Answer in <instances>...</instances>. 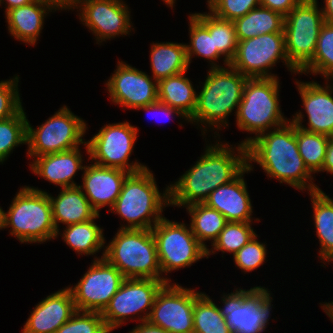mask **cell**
<instances>
[{
    "label": "cell",
    "mask_w": 333,
    "mask_h": 333,
    "mask_svg": "<svg viewBox=\"0 0 333 333\" xmlns=\"http://www.w3.org/2000/svg\"><path fill=\"white\" fill-rule=\"evenodd\" d=\"M2 208L0 207V230H1V225H2Z\"/></svg>",
    "instance_id": "f5cc1de1"
},
{
    "label": "cell",
    "mask_w": 333,
    "mask_h": 333,
    "mask_svg": "<svg viewBox=\"0 0 333 333\" xmlns=\"http://www.w3.org/2000/svg\"><path fill=\"white\" fill-rule=\"evenodd\" d=\"M129 333H170L164 328L151 324L148 320L142 321L136 327L129 331Z\"/></svg>",
    "instance_id": "bcb514c9"
},
{
    "label": "cell",
    "mask_w": 333,
    "mask_h": 333,
    "mask_svg": "<svg viewBox=\"0 0 333 333\" xmlns=\"http://www.w3.org/2000/svg\"><path fill=\"white\" fill-rule=\"evenodd\" d=\"M85 166L82 175V189L93 209L99 214L100 208L114 205L118 198L126 177L130 174L127 171L102 167L90 162ZM85 191V192H84Z\"/></svg>",
    "instance_id": "ffe728a7"
},
{
    "label": "cell",
    "mask_w": 333,
    "mask_h": 333,
    "mask_svg": "<svg viewBox=\"0 0 333 333\" xmlns=\"http://www.w3.org/2000/svg\"><path fill=\"white\" fill-rule=\"evenodd\" d=\"M187 71L158 81V101L179 110L188 120L197 103V92L192 81L185 77Z\"/></svg>",
    "instance_id": "484cf974"
},
{
    "label": "cell",
    "mask_w": 333,
    "mask_h": 333,
    "mask_svg": "<svg viewBox=\"0 0 333 333\" xmlns=\"http://www.w3.org/2000/svg\"><path fill=\"white\" fill-rule=\"evenodd\" d=\"M301 73L321 74L326 81L333 79V24L324 22L313 59L299 72Z\"/></svg>",
    "instance_id": "e575fe53"
},
{
    "label": "cell",
    "mask_w": 333,
    "mask_h": 333,
    "mask_svg": "<svg viewBox=\"0 0 333 333\" xmlns=\"http://www.w3.org/2000/svg\"><path fill=\"white\" fill-rule=\"evenodd\" d=\"M301 96L308 126L302 125L304 115L299 110L290 120L302 130L333 137V84L326 82L323 87L318 82L295 81Z\"/></svg>",
    "instance_id": "d6986e66"
},
{
    "label": "cell",
    "mask_w": 333,
    "mask_h": 333,
    "mask_svg": "<svg viewBox=\"0 0 333 333\" xmlns=\"http://www.w3.org/2000/svg\"><path fill=\"white\" fill-rule=\"evenodd\" d=\"M218 142L207 145L193 167L170 184L169 206L184 208L204 203L211 192L232 182L248 167L247 146Z\"/></svg>",
    "instance_id": "6da1fadb"
},
{
    "label": "cell",
    "mask_w": 333,
    "mask_h": 333,
    "mask_svg": "<svg viewBox=\"0 0 333 333\" xmlns=\"http://www.w3.org/2000/svg\"><path fill=\"white\" fill-rule=\"evenodd\" d=\"M213 35L214 50H218L224 56V64L228 66L236 53L238 40L236 38L233 21L216 17L211 12L193 13Z\"/></svg>",
    "instance_id": "1f68e13d"
},
{
    "label": "cell",
    "mask_w": 333,
    "mask_h": 333,
    "mask_svg": "<svg viewBox=\"0 0 333 333\" xmlns=\"http://www.w3.org/2000/svg\"><path fill=\"white\" fill-rule=\"evenodd\" d=\"M279 88L278 77L247 79L236 114V126L255 136L246 137V140L241 141V145L247 146L260 134L289 121L280 110Z\"/></svg>",
    "instance_id": "52a82bcc"
},
{
    "label": "cell",
    "mask_w": 333,
    "mask_h": 333,
    "mask_svg": "<svg viewBox=\"0 0 333 333\" xmlns=\"http://www.w3.org/2000/svg\"><path fill=\"white\" fill-rule=\"evenodd\" d=\"M188 18L190 43L185 46L189 66L191 59L196 55L211 62V68L223 67L216 62L224 56L218 50H214L213 35H210L208 28L193 13Z\"/></svg>",
    "instance_id": "836d02e7"
},
{
    "label": "cell",
    "mask_w": 333,
    "mask_h": 333,
    "mask_svg": "<svg viewBox=\"0 0 333 333\" xmlns=\"http://www.w3.org/2000/svg\"><path fill=\"white\" fill-rule=\"evenodd\" d=\"M214 0H207V5L209 6Z\"/></svg>",
    "instance_id": "db71d44e"
},
{
    "label": "cell",
    "mask_w": 333,
    "mask_h": 333,
    "mask_svg": "<svg viewBox=\"0 0 333 333\" xmlns=\"http://www.w3.org/2000/svg\"><path fill=\"white\" fill-rule=\"evenodd\" d=\"M324 22L317 0H301L284 17L286 54L298 72L313 59Z\"/></svg>",
    "instance_id": "9c48e42d"
},
{
    "label": "cell",
    "mask_w": 333,
    "mask_h": 333,
    "mask_svg": "<svg viewBox=\"0 0 333 333\" xmlns=\"http://www.w3.org/2000/svg\"><path fill=\"white\" fill-rule=\"evenodd\" d=\"M55 333H110L99 312L79 311Z\"/></svg>",
    "instance_id": "f35d334b"
},
{
    "label": "cell",
    "mask_w": 333,
    "mask_h": 333,
    "mask_svg": "<svg viewBox=\"0 0 333 333\" xmlns=\"http://www.w3.org/2000/svg\"><path fill=\"white\" fill-rule=\"evenodd\" d=\"M233 23L236 38L242 41L260 34L283 32L284 17L269 8L258 6Z\"/></svg>",
    "instance_id": "f1b7e54d"
},
{
    "label": "cell",
    "mask_w": 333,
    "mask_h": 333,
    "mask_svg": "<svg viewBox=\"0 0 333 333\" xmlns=\"http://www.w3.org/2000/svg\"><path fill=\"white\" fill-rule=\"evenodd\" d=\"M52 206L53 221L59 232V223L72 225L96 218L98 213L93 209L79 186L61 188L57 197L48 194Z\"/></svg>",
    "instance_id": "cb8c5ba5"
},
{
    "label": "cell",
    "mask_w": 333,
    "mask_h": 333,
    "mask_svg": "<svg viewBox=\"0 0 333 333\" xmlns=\"http://www.w3.org/2000/svg\"><path fill=\"white\" fill-rule=\"evenodd\" d=\"M33 1L34 0H0V5L6 2L5 13H7L11 9L30 4Z\"/></svg>",
    "instance_id": "681fc988"
},
{
    "label": "cell",
    "mask_w": 333,
    "mask_h": 333,
    "mask_svg": "<svg viewBox=\"0 0 333 333\" xmlns=\"http://www.w3.org/2000/svg\"><path fill=\"white\" fill-rule=\"evenodd\" d=\"M190 215V228L197 240L207 249L205 241L212 244L227 223L225 217L216 209L204 203H197L185 207Z\"/></svg>",
    "instance_id": "4dcf8cb0"
},
{
    "label": "cell",
    "mask_w": 333,
    "mask_h": 333,
    "mask_svg": "<svg viewBox=\"0 0 333 333\" xmlns=\"http://www.w3.org/2000/svg\"><path fill=\"white\" fill-rule=\"evenodd\" d=\"M41 4L48 6L51 10H66L73 9L76 5V0H35Z\"/></svg>",
    "instance_id": "f6af8a7d"
},
{
    "label": "cell",
    "mask_w": 333,
    "mask_h": 333,
    "mask_svg": "<svg viewBox=\"0 0 333 333\" xmlns=\"http://www.w3.org/2000/svg\"><path fill=\"white\" fill-rule=\"evenodd\" d=\"M52 10L37 1L9 10L5 15L8 31L16 40L35 45L44 25V18Z\"/></svg>",
    "instance_id": "d4e9b609"
},
{
    "label": "cell",
    "mask_w": 333,
    "mask_h": 333,
    "mask_svg": "<svg viewBox=\"0 0 333 333\" xmlns=\"http://www.w3.org/2000/svg\"><path fill=\"white\" fill-rule=\"evenodd\" d=\"M79 148L35 157L29 165L30 169L61 188L79 186L73 180L76 172L85 168L82 166L84 160Z\"/></svg>",
    "instance_id": "603a6c76"
},
{
    "label": "cell",
    "mask_w": 333,
    "mask_h": 333,
    "mask_svg": "<svg viewBox=\"0 0 333 333\" xmlns=\"http://www.w3.org/2000/svg\"><path fill=\"white\" fill-rule=\"evenodd\" d=\"M324 7L321 8L324 21L333 24V0H324Z\"/></svg>",
    "instance_id": "c3c4849f"
},
{
    "label": "cell",
    "mask_w": 333,
    "mask_h": 333,
    "mask_svg": "<svg viewBox=\"0 0 333 333\" xmlns=\"http://www.w3.org/2000/svg\"><path fill=\"white\" fill-rule=\"evenodd\" d=\"M260 6V0H214L208 10L216 17L234 21Z\"/></svg>",
    "instance_id": "60d3db41"
},
{
    "label": "cell",
    "mask_w": 333,
    "mask_h": 333,
    "mask_svg": "<svg viewBox=\"0 0 333 333\" xmlns=\"http://www.w3.org/2000/svg\"><path fill=\"white\" fill-rule=\"evenodd\" d=\"M68 225L62 233L63 241L80 255H96L100 249L105 248L103 228L96 225L95 219Z\"/></svg>",
    "instance_id": "f546056e"
},
{
    "label": "cell",
    "mask_w": 333,
    "mask_h": 333,
    "mask_svg": "<svg viewBox=\"0 0 333 333\" xmlns=\"http://www.w3.org/2000/svg\"><path fill=\"white\" fill-rule=\"evenodd\" d=\"M247 79L230 65L210 67L202 89L197 93L196 109L188 122L195 125L201 123L204 136L207 133L206 124L213 130L228 126V116L234 109L235 115L238 112Z\"/></svg>",
    "instance_id": "3957f363"
},
{
    "label": "cell",
    "mask_w": 333,
    "mask_h": 333,
    "mask_svg": "<svg viewBox=\"0 0 333 333\" xmlns=\"http://www.w3.org/2000/svg\"><path fill=\"white\" fill-rule=\"evenodd\" d=\"M150 51L152 77L157 82L188 70L185 43L153 42Z\"/></svg>",
    "instance_id": "4316f807"
},
{
    "label": "cell",
    "mask_w": 333,
    "mask_h": 333,
    "mask_svg": "<svg viewBox=\"0 0 333 333\" xmlns=\"http://www.w3.org/2000/svg\"><path fill=\"white\" fill-rule=\"evenodd\" d=\"M247 162L251 170L252 162L257 163L268 177L298 190H320L299 153L296 125L291 121L254 138L247 145Z\"/></svg>",
    "instance_id": "7a4b0ae2"
},
{
    "label": "cell",
    "mask_w": 333,
    "mask_h": 333,
    "mask_svg": "<svg viewBox=\"0 0 333 333\" xmlns=\"http://www.w3.org/2000/svg\"><path fill=\"white\" fill-rule=\"evenodd\" d=\"M10 228L11 236L21 243H43L56 239L52 206L48 192L24 186L14 196L9 210H2L1 229Z\"/></svg>",
    "instance_id": "8992f818"
},
{
    "label": "cell",
    "mask_w": 333,
    "mask_h": 333,
    "mask_svg": "<svg viewBox=\"0 0 333 333\" xmlns=\"http://www.w3.org/2000/svg\"><path fill=\"white\" fill-rule=\"evenodd\" d=\"M196 290L165 283L158 291L148 321L170 333H193Z\"/></svg>",
    "instance_id": "2e32d148"
},
{
    "label": "cell",
    "mask_w": 333,
    "mask_h": 333,
    "mask_svg": "<svg viewBox=\"0 0 333 333\" xmlns=\"http://www.w3.org/2000/svg\"><path fill=\"white\" fill-rule=\"evenodd\" d=\"M86 122L63 105L36 129L27 121L28 157L34 159L85 145Z\"/></svg>",
    "instance_id": "ba28073f"
},
{
    "label": "cell",
    "mask_w": 333,
    "mask_h": 333,
    "mask_svg": "<svg viewBox=\"0 0 333 333\" xmlns=\"http://www.w3.org/2000/svg\"><path fill=\"white\" fill-rule=\"evenodd\" d=\"M163 217L152 229L162 274L191 266L207 257V249L197 240L190 226Z\"/></svg>",
    "instance_id": "8fae6325"
},
{
    "label": "cell",
    "mask_w": 333,
    "mask_h": 333,
    "mask_svg": "<svg viewBox=\"0 0 333 333\" xmlns=\"http://www.w3.org/2000/svg\"><path fill=\"white\" fill-rule=\"evenodd\" d=\"M257 237L256 234L233 255L236 266L243 270L242 272H251L259 268L266 260V244L259 242Z\"/></svg>",
    "instance_id": "ab89813d"
},
{
    "label": "cell",
    "mask_w": 333,
    "mask_h": 333,
    "mask_svg": "<svg viewBox=\"0 0 333 333\" xmlns=\"http://www.w3.org/2000/svg\"><path fill=\"white\" fill-rule=\"evenodd\" d=\"M102 257L116 267L125 278L156 279L162 277L157 246L151 229H118L105 246Z\"/></svg>",
    "instance_id": "5b68a950"
},
{
    "label": "cell",
    "mask_w": 333,
    "mask_h": 333,
    "mask_svg": "<svg viewBox=\"0 0 333 333\" xmlns=\"http://www.w3.org/2000/svg\"><path fill=\"white\" fill-rule=\"evenodd\" d=\"M165 2V4L170 7L173 8L174 7V3L176 2V0H162Z\"/></svg>",
    "instance_id": "816d5d0a"
},
{
    "label": "cell",
    "mask_w": 333,
    "mask_h": 333,
    "mask_svg": "<svg viewBox=\"0 0 333 333\" xmlns=\"http://www.w3.org/2000/svg\"><path fill=\"white\" fill-rule=\"evenodd\" d=\"M76 311L71 290H58L34 307L22 333H55Z\"/></svg>",
    "instance_id": "44dd1931"
},
{
    "label": "cell",
    "mask_w": 333,
    "mask_h": 333,
    "mask_svg": "<svg viewBox=\"0 0 333 333\" xmlns=\"http://www.w3.org/2000/svg\"><path fill=\"white\" fill-rule=\"evenodd\" d=\"M164 284L163 280L125 278L101 313L107 329L111 332L129 321L128 318L135 320L134 315V318L138 315L136 321H147L155 297Z\"/></svg>",
    "instance_id": "5bb4252c"
},
{
    "label": "cell",
    "mask_w": 333,
    "mask_h": 333,
    "mask_svg": "<svg viewBox=\"0 0 333 333\" xmlns=\"http://www.w3.org/2000/svg\"><path fill=\"white\" fill-rule=\"evenodd\" d=\"M278 60H283L288 71L299 73L289 63L284 32L260 34L238 41L235 56L229 65L248 78H272L277 75L271 74L270 69Z\"/></svg>",
    "instance_id": "7c38bea8"
},
{
    "label": "cell",
    "mask_w": 333,
    "mask_h": 333,
    "mask_svg": "<svg viewBox=\"0 0 333 333\" xmlns=\"http://www.w3.org/2000/svg\"><path fill=\"white\" fill-rule=\"evenodd\" d=\"M19 76L0 81V120L16 115L23 107L18 88Z\"/></svg>",
    "instance_id": "b9f144b4"
},
{
    "label": "cell",
    "mask_w": 333,
    "mask_h": 333,
    "mask_svg": "<svg viewBox=\"0 0 333 333\" xmlns=\"http://www.w3.org/2000/svg\"><path fill=\"white\" fill-rule=\"evenodd\" d=\"M138 128L129 122L106 124L90 140L86 141L88 160L102 167L117 168L135 173L147 168L143 163L132 161L129 157L134 150Z\"/></svg>",
    "instance_id": "4fadbf2b"
},
{
    "label": "cell",
    "mask_w": 333,
    "mask_h": 333,
    "mask_svg": "<svg viewBox=\"0 0 333 333\" xmlns=\"http://www.w3.org/2000/svg\"><path fill=\"white\" fill-rule=\"evenodd\" d=\"M301 0H260V6L271 9L285 17Z\"/></svg>",
    "instance_id": "7bdbcfd3"
},
{
    "label": "cell",
    "mask_w": 333,
    "mask_h": 333,
    "mask_svg": "<svg viewBox=\"0 0 333 333\" xmlns=\"http://www.w3.org/2000/svg\"><path fill=\"white\" fill-rule=\"evenodd\" d=\"M144 110V111H147V112H156V116L157 117V112L158 114L162 113V115L164 114L165 116L169 117L172 116L173 118V115L174 116H180L182 119L184 118L186 121H188V119L177 109H174L164 103H161L160 101H157L153 104H149V105H146V106H141V107H138L136 110ZM153 112V113H154ZM154 115V114H153Z\"/></svg>",
    "instance_id": "ee69618b"
},
{
    "label": "cell",
    "mask_w": 333,
    "mask_h": 333,
    "mask_svg": "<svg viewBox=\"0 0 333 333\" xmlns=\"http://www.w3.org/2000/svg\"><path fill=\"white\" fill-rule=\"evenodd\" d=\"M248 172L249 167L232 182L216 188L204 204L219 211L227 222H252L253 206L243 178Z\"/></svg>",
    "instance_id": "7402d4cb"
},
{
    "label": "cell",
    "mask_w": 333,
    "mask_h": 333,
    "mask_svg": "<svg viewBox=\"0 0 333 333\" xmlns=\"http://www.w3.org/2000/svg\"><path fill=\"white\" fill-rule=\"evenodd\" d=\"M193 333H232L218 305L203 292L196 291L193 309Z\"/></svg>",
    "instance_id": "d6a6232c"
},
{
    "label": "cell",
    "mask_w": 333,
    "mask_h": 333,
    "mask_svg": "<svg viewBox=\"0 0 333 333\" xmlns=\"http://www.w3.org/2000/svg\"><path fill=\"white\" fill-rule=\"evenodd\" d=\"M87 272L74 287H68L76 310L102 313L125 277L104 257H94Z\"/></svg>",
    "instance_id": "9a60e30c"
},
{
    "label": "cell",
    "mask_w": 333,
    "mask_h": 333,
    "mask_svg": "<svg viewBox=\"0 0 333 333\" xmlns=\"http://www.w3.org/2000/svg\"><path fill=\"white\" fill-rule=\"evenodd\" d=\"M313 207V220L316 235L319 239L318 256L324 262L333 261V199L324 191L317 190L308 193Z\"/></svg>",
    "instance_id": "83f0119b"
},
{
    "label": "cell",
    "mask_w": 333,
    "mask_h": 333,
    "mask_svg": "<svg viewBox=\"0 0 333 333\" xmlns=\"http://www.w3.org/2000/svg\"><path fill=\"white\" fill-rule=\"evenodd\" d=\"M326 171L333 175V137L328 140L322 172Z\"/></svg>",
    "instance_id": "7dc6e473"
},
{
    "label": "cell",
    "mask_w": 333,
    "mask_h": 333,
    "mask_svg": "<svg viewBox=\"0 0 333 333\" xmlns=\"http://www.w3.org/2000/svg\"><path fill=\"white\" fill-rule=\"evenodd\" d=\"M252 223L227 222L224 229L218 235V238L211 244L212 249L209 250L207 248L206 258L212 253L215 254L216 251H222V253L229 252L234 255L256 235L254 229L251 227Z\"/></svg>",
    "instance_id": "8d00e7d4"
},
{
    "label": "cell",
    "mask_w": 333,
    "mask_h": 333,
    "mask_svg": "<svg viewBox=\"0 0 333 333\" xmlns=\"http://www.w3.org/2000/svg\"><path fill=\"white\" fill-rule=\"evenodd\" d=\"M122 0H76L79 19L95 35L97 43L119 35H130V11ZM130 30V31H129Z\"/></svg>",
    "instance_id": "e0dca14e"
},
{
    "label": "cell",
    "mask_w": 333,
    "mask_h": 333,
    "mask_svg": "<svg viewBox=\"0 0 333 333\" xmlns=\"http://www.w3.org/2000/svg\"><path fill=\"white\" fill-rule=\"evenodd\" d=\"M156 183L148 167L126 177L109 209L127 222L120 229H152L164 217L163 208L169 205V185L161 193Z\"/></svg>",
    "instance_id": "277c9868"
},
{
    "label": "cell",
    "mask_w": 333,
    "mask_h": 333,
    "mask_svg": "<svg viewBox=\"0 0 333 333\" xmlns=\"http://www.w3.org/2000/svg\"><path fill=\"white\" fill-rule=\"evenodd\" d=\"M329 138L326 135L308 132L296 126L298 150L311 173L322 172Z\"/></svg>",
    "instance_id": "d590c367"
},
{
    "label": "cell",
    "mask_w": 333,
    "mask_h": 333,
    "mask_svg": "<svg viewBox=\"0 0 333 333\" xmlns=\"http://www.w3.org/2000/svg\"><path fill=\"white\" fill-rule=\"evenodd\" d=\"M321 308L324 310L325 314L328 315V317L333 322V301L331 302H325L324 304H321Z\"/></svg>",
    "instance_id": "f907efd6"
},
{
    "label": "cell",
    "mask_w": 333,
    "mask_h": 333,
    "mask_svg": "<svg viewBox=\"0 0 333 333\" xmlns=\"http://www.w3.org/2000/svg\"><path fill=\"white\" fill-rule=\"evenodd\" d=\"M270 291L255 286L248 290L236 288L235 292L224 293L220 313L232 333H262L269 325L272 310Z\"/></svg>",
    "instance_id": "30bf717a"
},
{
    "label": "cell",
    "mask_w": 333,
    "mask_h": 333,
    "mask_svg": "<svg viewBox=\"0 0 333 333\" xmlns=\"http://www.w3.org/2000/svg\"><path fill=\"white\" fill-rule=\"evenodd\" d=\"M22 108L13 117L0 120V163L21 144H27V116Z\"/></svg>",
    "instance_id": "74e56055"
},
{
    "label": "cell",
    "mask_w": 333,
    "mask_h": 333,
    "mask_svg": "<svg viewBox=\"0 0 333 333\" xmlns=\"http://www.w3.org/2000/svg\"><path fill=\"white\" fill-rule=\"evenodd\" d=\"M116 66L105 84L114 104L137 109L158 101V82L153 77L124 61H118Z\"/></svg>",
    "instance_id": "ac0fdd59"
}]
</instances>
